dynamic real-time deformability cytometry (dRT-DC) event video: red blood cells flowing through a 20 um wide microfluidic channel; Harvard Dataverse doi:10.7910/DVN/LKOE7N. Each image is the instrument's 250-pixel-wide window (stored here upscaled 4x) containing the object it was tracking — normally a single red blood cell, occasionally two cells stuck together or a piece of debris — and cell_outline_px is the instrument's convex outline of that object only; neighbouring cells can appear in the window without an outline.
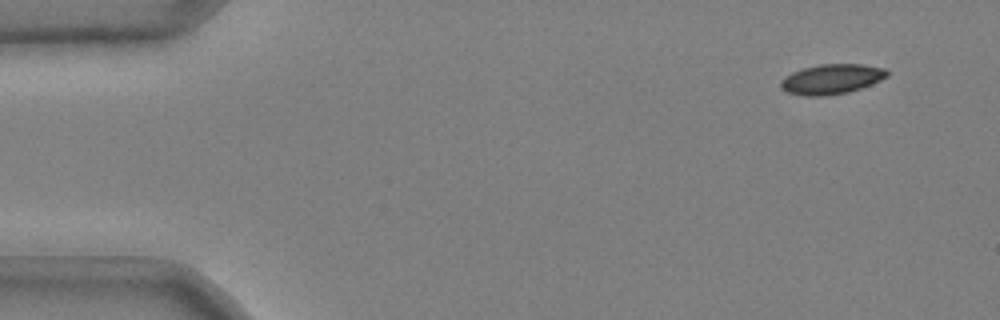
{"species": "common noctule bat (a hibernating species)", "species_latin": "Nyctalus noctula", "temperature_condition": "cold", "stored_images_in_passage": 45, "camera_frame_rate_fps": 3000, "um_per_image_px": 0.085, "animal": {"sex": "male", "body_mass_g": 20.4}, "frame": {"image": 1, "passage_image": 1, "time_ms": 0.0, "image_size_px": [1000, 320], "cell_outline_px": [[888, 76], [880, 80], [860, 88], [848, 92], [824, 96], [804, 96], [788, 92], [780, 88], [780, 84], [784, 76], [792, 72], [804, 68], [820, 64], [860, 64], [884, 68], [888, 72]], "centroid_in_image_um": [70.66, 6.72], "position_along_channel_um": 14.3, "area_um2": 18.44}}
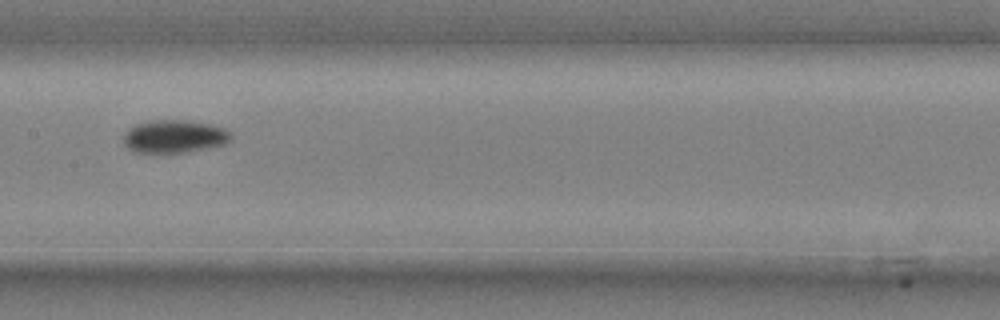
{"frame": {"image": 2, "passage_image": 24, "time_ms": 7.667, "image_size_px": [1000, 320], "cell_outline_px": [[232, 136], [224, 144], [208, 148], [188, 152], [136, 152], [128, 148], [124, 144], [124, 132], [128, 128], [144, 120], [184, 120], [212, 124], [224, 128], [232, 132]], "centroid_in_image_um": [14.81, 11.58], "position_along_channel_um": 192.6, "area_um2": 20.75}}
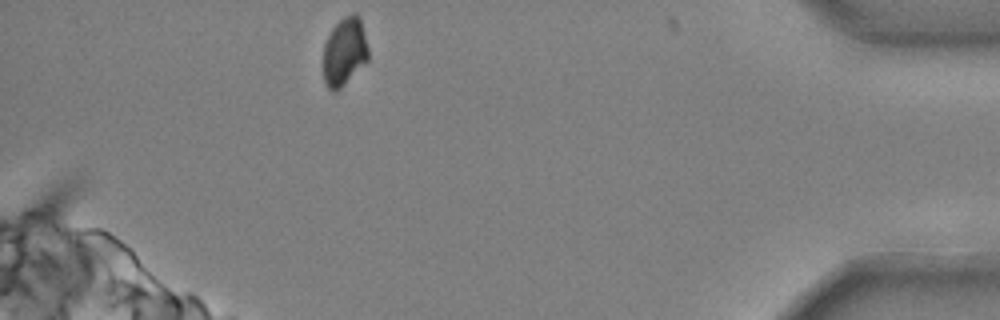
{"frame": {"image": 3, "passage_image": 45, "time_ms": 14.667, "image_size_px": [1000, 320], "cell_outline_px": [[368, 60], [336, 92], [332, 92], [328, 88], [324, 80], [324, 44], [332, 28], [344, 16], [352, 12], [356, 12], [360, 20], [368, 48]], "centroid_in_image_um": [29.27, 4.39], "position_along_channel_um": 405.9, "area_um2": 17.69}, "authors_computed_cell_mechanics": {"area_um2": 19.8254, "velocity_mm_per_s": 3.69, "shape_relaxation_time_tau1_ms": 6.875, "shape_relaxation_time_tau2_ms": null, "deformation_change_tau1": 0.1282, "deformation_change_tau2": null}}